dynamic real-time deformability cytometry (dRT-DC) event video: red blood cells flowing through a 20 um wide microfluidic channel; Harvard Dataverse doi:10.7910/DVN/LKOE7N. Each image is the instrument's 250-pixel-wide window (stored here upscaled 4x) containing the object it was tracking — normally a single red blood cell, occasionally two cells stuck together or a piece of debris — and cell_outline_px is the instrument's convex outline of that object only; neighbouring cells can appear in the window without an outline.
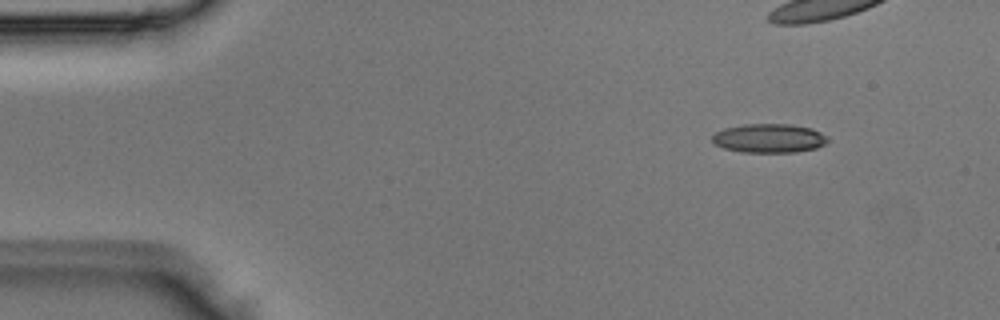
{"species": "Egyptian fruit bat (a non-hibernating species)", "species_latin": "Rousettus aegyptiacus", "temperature_condition": "room temperature", "stored_images_in_passage": 2, "camera_frame_rate_fps": 3000, "um_per_image_px": 0.085, "animal": {"sex": "male"}, "frame": {"image": 1, "passage_image": 1, "time_ms": 0.0, "image_size_px": [1000, 320], "cell_outline_px": [[828, 140], [824, 144], [816, 148], [796, 152], [740, 152], [724, 148], [716, 144], [712, 140], [712, 136], [716, 132], [724, 128], [744, 124], [792, 124], [812, 128], [828, 136]], "centroid_in_image_um": [65.39, 11.74], "position_along_channel_um": 19.6, "area_um2": 19.54}}